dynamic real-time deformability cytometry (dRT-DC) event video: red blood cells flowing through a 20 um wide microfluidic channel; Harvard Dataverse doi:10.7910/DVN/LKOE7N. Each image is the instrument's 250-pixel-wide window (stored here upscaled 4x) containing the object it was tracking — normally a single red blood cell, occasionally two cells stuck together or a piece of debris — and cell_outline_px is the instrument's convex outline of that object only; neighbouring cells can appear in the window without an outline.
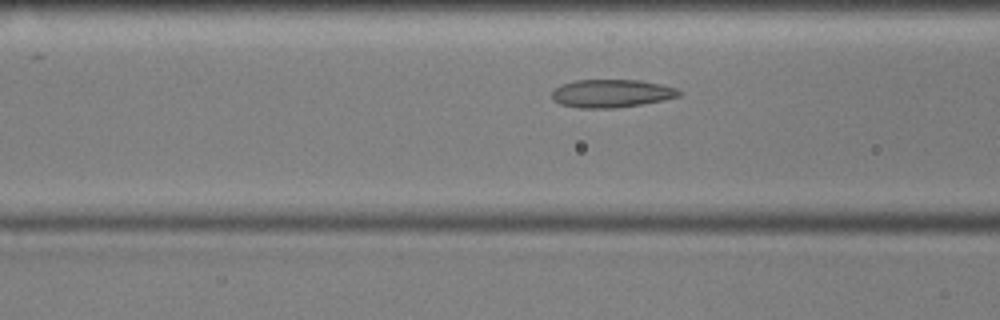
{"species": "common noctule bat (a hibernating species)", "species_latin": "Nyctalus noctula", "temperature_condition": "cold", "stored_images_in_passage": 41, "camera_frame_rate_fps": 3000, "um_per_image_px": 0.085, "animal": {"sex": "male", "body_mass_g": 17.9, "forearm_length_mm": 54.2}, "frame": {"image": 1, "passage_image": 6, "time_ms": 1.667, "image_size_px": [1000, 320], "cell_outline_px": [[684, 92], [680, 96], [664, 100], [616, 108], [580, 108], [560, 104], [552, 100], [552, 92], [560, 84], [576, 80], [640, 80], [660, 84], [676, 88]], "centroid_in_image_um": [51.98, 7.94], "position_along_channel_um": 114.6, "area_um2": 20.87}}
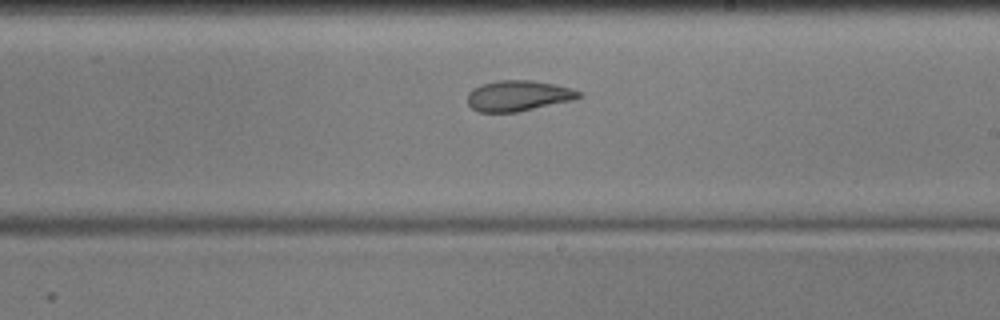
{"frame": {"image": 2, "passage_image": 17, "time_ms": 5.333, "image_size_px": [1000, 320], "cell_outline_px": [[584, 96], [572, 100], [516, 112], [480, 112], [472, 108], [468, 104], [468, 92], [472, 88], [484, 84], [500, 80], [532, 80], [572, 88], [580, 92]], "centroid_in_image_um": [44.05, 8.14], "position_along_channel_um": 245.0, "area_um2": 19.71}}
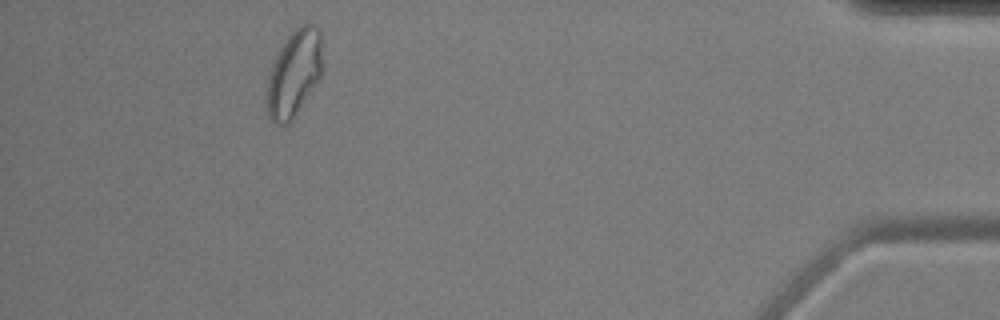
{"frame": {"image": 3, "passage_image": 36, "time_ms": 11.667, "image_size_px": [1000, 320], "cell_outline_px": [[320, 76], [292, 120], [288, 124], [276, 124], [268, 116], [268, 76], [272, 64], [280, 48], [288, 36], [300, 24], [312, 24], [320, 28]], "centroid_in_image_um": [24.98, 6.22], "position_along_channel_um": 410.2, "area_um2": 27.17}, "authors_computed_cell_mechanics": {"area_um2": 20.9814, "velocity_mm_per_s": 3.5521, "shape_relaxation_time_tau1_ms": null, "shape_relaxation_time_tau2_ms": 2.1545, "deformation_change_tau1": null, "deformation_change_tau2": 0.0541}}